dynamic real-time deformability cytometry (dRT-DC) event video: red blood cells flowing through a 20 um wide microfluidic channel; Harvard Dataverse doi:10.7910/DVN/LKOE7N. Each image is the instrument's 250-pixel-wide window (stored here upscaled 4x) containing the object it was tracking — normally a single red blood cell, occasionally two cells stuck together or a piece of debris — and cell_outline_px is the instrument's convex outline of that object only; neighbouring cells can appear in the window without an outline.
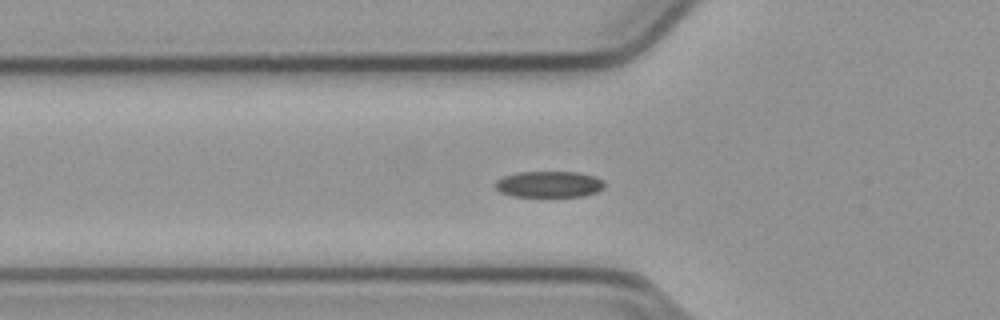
{"species": "common noctule bat (a hibernating species)", "species_latin": "Nyctalus noctula", "temperature_condition": "cold", "stored_images_in_passage": 56, "camera_frame_rate_fps": 3000, "um_per_image_px": 0.085, "animal": {"sex": "male", "body_mass_g": 23.1, "forearm_length_mm": 52.7}, "frame": {"image": 1, "passage_image": 19, "time_ms": 6.0, "image_size_px": [1000, 320], "cell_outline_px": [[604, 188], [596, 192], [584, 196], [512, 196], [500, 192], [496, 188], [496, 180], [504, 176], [520, 172], [576, 172], [596, 176], [604, 180]], "centroid_in_image_um": [46.7, 15.66], "position_along_channel_um": 79.1, "area_um2": 16.65}}
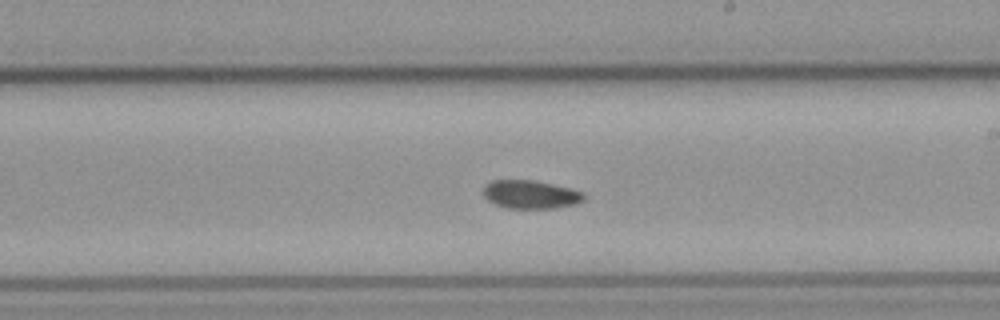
{"frame": {"image": 2, "passage_image": 32, "time_ms": 10.333, "image_size_px": [1000, 320], "cell_outline_px": [[584, 200], [576, 204], [556, 208], [504, 208], [492, 204], [484, 196], [484, 188], [492, 180], [532, 180], [572, 188], [584, 192]], "centroid_in_image_um": [45.11, 16.54], "position_along_channel_um": 243.9, "area_um2": 16.7}}
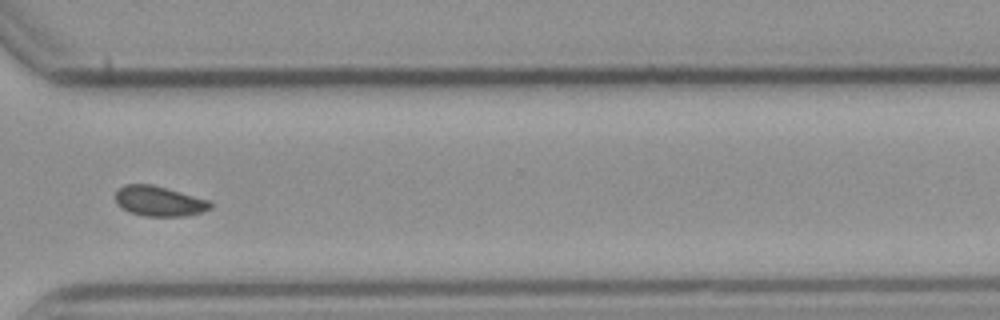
{"frame": {"image": 3, "passage_image": 41, "time_ms": 13.333, "image_size_px": [1000, 320], "cell_outline_px": [[212, 208], [204, 212], [184, 216], [144, 216], [128, 212], [120, 208], [116, 204], [116, 192], [124, 184], [152, 184], [208, 200], [212, 204]], "centroid_in_image_um": [13.5, 17.11], "position_along_channel_um": 357.1, "area_um2": 16.7}, "authors_computed_cell_mechanics": {"area_um2": 16.8776, "velocity_mm_per_s": 3.7844, "shape_relaxation_time_tau1_ms": null, "shape_relaxation_time_tau2_ms": 5.1272, "deformation_change_tau1": null, "deformation_change_tau2": 0.0819}}